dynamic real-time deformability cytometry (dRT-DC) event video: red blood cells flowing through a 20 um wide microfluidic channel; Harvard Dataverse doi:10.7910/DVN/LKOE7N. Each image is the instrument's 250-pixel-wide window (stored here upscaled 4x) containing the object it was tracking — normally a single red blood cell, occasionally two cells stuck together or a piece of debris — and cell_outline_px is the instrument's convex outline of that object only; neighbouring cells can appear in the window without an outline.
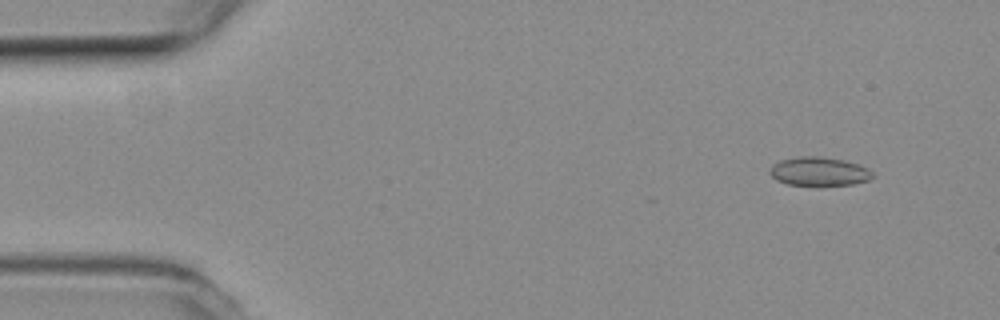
{"species": "common noctule bat (a hibernating species)", "species_latin": "Nyctalus noctula", "temperature_condition": "room temperature", "stored_images_in_passage": 52, "camera_frame_rate_fps": 3000, "um_per_image_px": 0.085, "animal": {"sex": "female", "body_mass_g": 19.3, "forearm_length_mm": 54.1}, "frame": {"image": 1, "passage_image": 3, "time_ms": 0.667, "image_size_px": [1000, 320], "cell_outline_px": [[872, 176], [868, 180], [852, 184], [820, 188], [788, 184], [776, 180], [768, 172], [772, 164], [780, 160], [796, 156], [820, 156], [844, 160], [868, 168], [872, 172]], "centroid_in_image_um": [69.57, 14.61], "position_along_channel_um": 15.4, "area_um2": 17.86}}
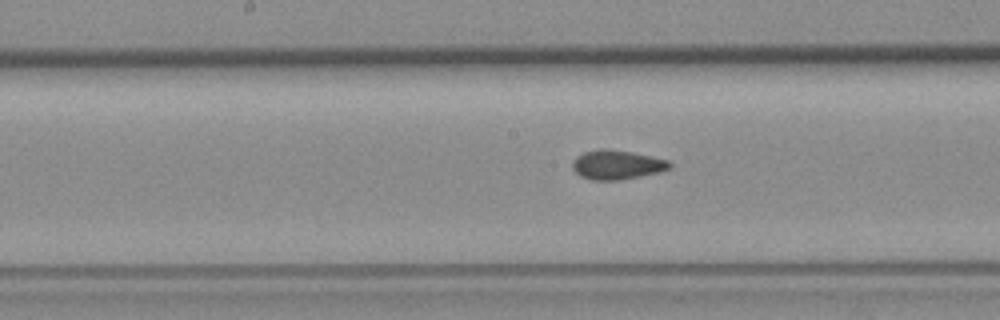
{"frame": {"image": 2, "passage_image": 25, "time_ms": 8.0, "image_size_px": [1000, 320], "cell_outline_px": [[672, 168], [660, 172], [620, 180], [592, 180], [580, 176], [572, 168], [572, 160], [576, 156], [584, 152], [600, 148], [604, 148], [632, 152], [652, 156], [668, 160], [672, 164]], "centroid_in_image_um": [52.44, 14.0], "position_along_channel_um": 195.8, "area_um2": 16.76}}
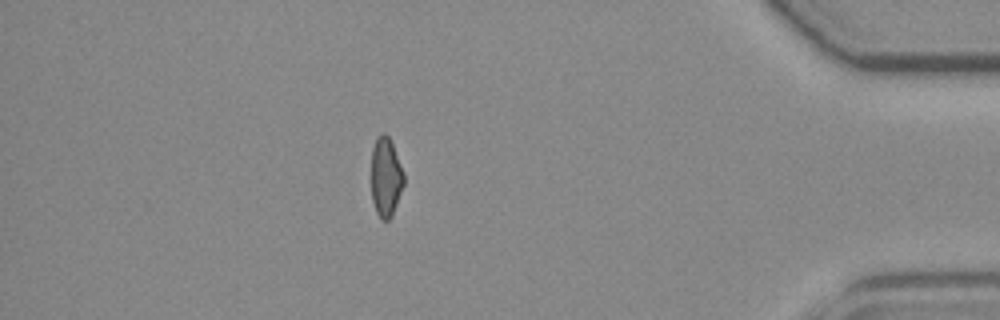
{"frame": {"image": 3, "passage_image": 45, "time_ms": 14.667, "image_size_px": [1000, 320], "cell_outline_px": [[404, 184], [392, 216], [388, 220], [380, 220], [376, 212], [372, 200], [372, 148], [376, 136], [380, 132], [384, 132], [388, 136], [392, 144], [404, 172]], "centroid_in_image_um": [32.79, 15.04], "position_along_channel_um": 402.4, "area_um2": 15.14}, "authors_computed_cell_mechanics": {"area_um2": 16.2418, "velocity_mm_per_s": 3.8206, "shape_relaxation_time_tau1_ms": null, "shape_relaxation_time_tau2_ms": 1.5797, "deformation_change_tau1": null, "deformation_change_tau2": 0.067}}